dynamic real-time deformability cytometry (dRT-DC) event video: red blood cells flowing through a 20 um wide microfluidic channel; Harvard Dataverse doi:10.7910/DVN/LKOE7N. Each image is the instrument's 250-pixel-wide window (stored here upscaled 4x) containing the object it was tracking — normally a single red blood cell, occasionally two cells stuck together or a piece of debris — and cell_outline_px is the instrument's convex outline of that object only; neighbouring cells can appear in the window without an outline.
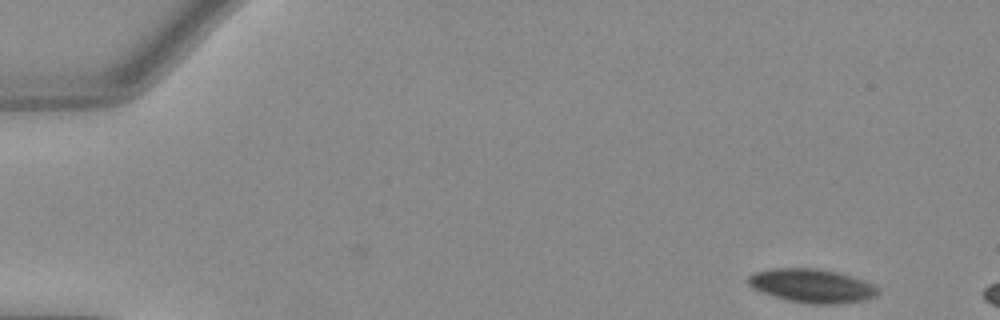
{"species": "Egyptian fruit bat (a non-hibernating species)", "species_latin": "Rousettus aegyptiacus", "temperature_condition": "warm", "stored_images_in_passage": 7, "camera_frame_rate_fps": 3000, "um_per_image_px": 0.085, "animal": {"sex": "female"}, "frame": {"image": 1, "passage_image": 1, "time_ms": 0.0, "image_size_px": [1000, 320], "cell_outline_px": [[880, 292], [876, 296], [864, 300], [836, 304], [808, 304], [788, 300], [764, 292], [748, 284], [748, 276], [756, 272], [772, 268], [820, 268], [836, 272], [864, 280], [872, 284]], "centroid_in_image_um": [69.05, 24.29], "position_along_channel_um": 16.0, "area_um2": 25.2}}